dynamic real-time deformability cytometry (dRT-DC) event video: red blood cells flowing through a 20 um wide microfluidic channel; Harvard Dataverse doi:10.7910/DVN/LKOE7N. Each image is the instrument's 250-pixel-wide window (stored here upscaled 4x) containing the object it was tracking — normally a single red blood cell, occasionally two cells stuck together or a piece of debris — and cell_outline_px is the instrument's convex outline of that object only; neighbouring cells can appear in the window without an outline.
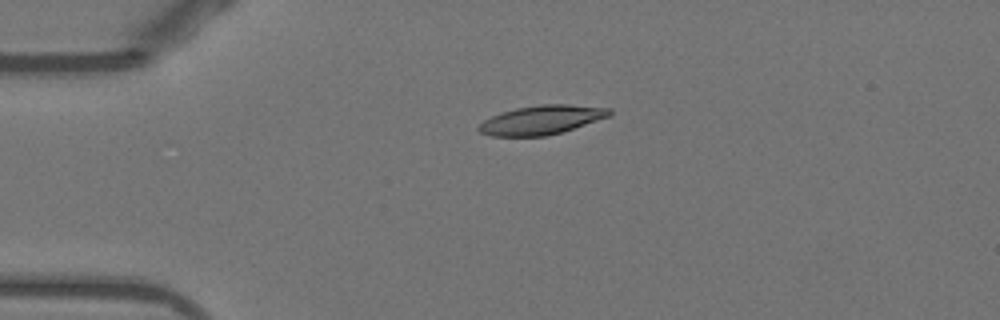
{"species": "Egyptian fruit bat (a non-hibernating species)", "species_latin": "Rousettus aegyptiacus", "temperature_condition": "warm", "stored_images_in_passage": 41, "camera_frame_rate_fps": 3000, "um_per_image_px": 0.085, "animal": {"sex": "female"}, "frame": {"image": 1, "passage_image": 1, "time_ms": 0.0, "image_size_px": [1000, 320], "cell_outline_px": [[612, 116], [560, 132], [544, 136], [492, 136], [480, 132], [476, 128], [484, 120], [500, 112], [516, 108], [540, 104], [568, 104], [612, 108]], "centroid_in_image_um": [46.05, 10.18], "position_along_channel_um": 39.0, "area_um2": 22.14}}
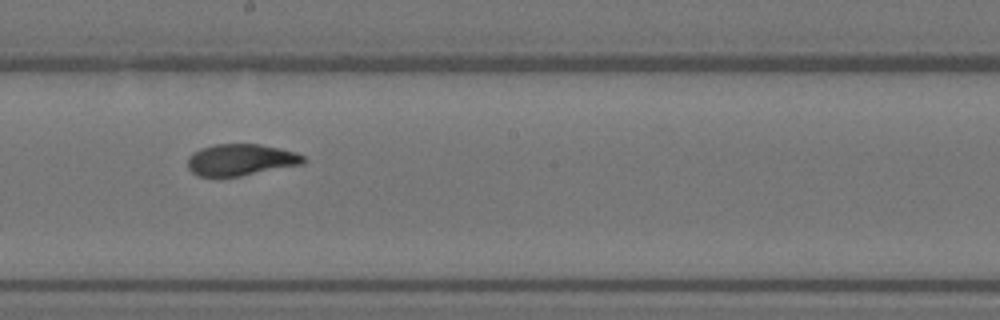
{"frame": {"image": 2, "passage_image": 18, "time_ms": 5.667, "image_size_px": [1000, 320], "cell_outline_px": [[304, 164], [240, 176], [200, 176], [192, 172], [188, 168], [188, 156], [192, 152], [200, 148], [216, 144], [260, 144], [280, 148], [296, 152], [304, 156]], "centroid_in_image_um": [20.46, 13.57], "position_along_channel_um": 227.7, "area_um2": 21.33}}
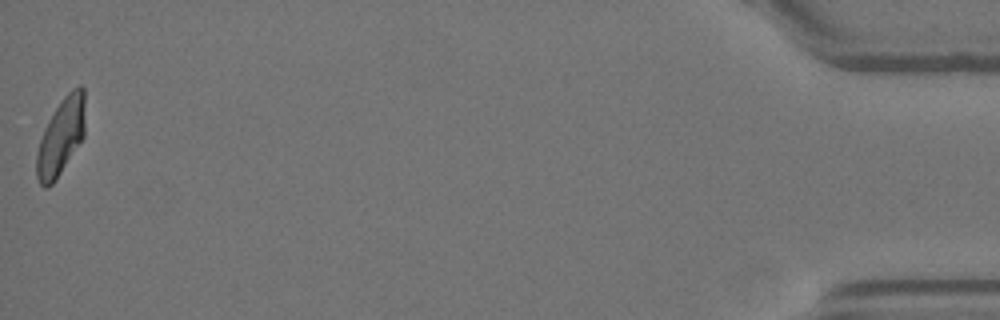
{"frame": {"image": 3, "passage_image": 41, "time_ms": 13.333, "image_size_px": [1000, 320], "cell_outline_px": [[84, 136], [56, 180], [48, 188], [44, 188], [40, 184], [36, 176], [36, 152], [44, 128], [48, 120], [60, 100], [72, 88], [80, 84], [84, 88]], "centroid_in_image_um": [5.16, 11.62], "position_along_channel_um": 430.0, "area_um2": 21.79}, "authors_computed_cell_mechanics": {"area_um2": 21.9062, "velocity_mm_per_s": 3.8838, "shape_relaxation_time_tau1_ms": 4.4475, "shape_relaxation_time_tau2_ms": 1.4366, "deformation_change_tau1": 0.1659, "deformation_change_tau2": 0.052}}